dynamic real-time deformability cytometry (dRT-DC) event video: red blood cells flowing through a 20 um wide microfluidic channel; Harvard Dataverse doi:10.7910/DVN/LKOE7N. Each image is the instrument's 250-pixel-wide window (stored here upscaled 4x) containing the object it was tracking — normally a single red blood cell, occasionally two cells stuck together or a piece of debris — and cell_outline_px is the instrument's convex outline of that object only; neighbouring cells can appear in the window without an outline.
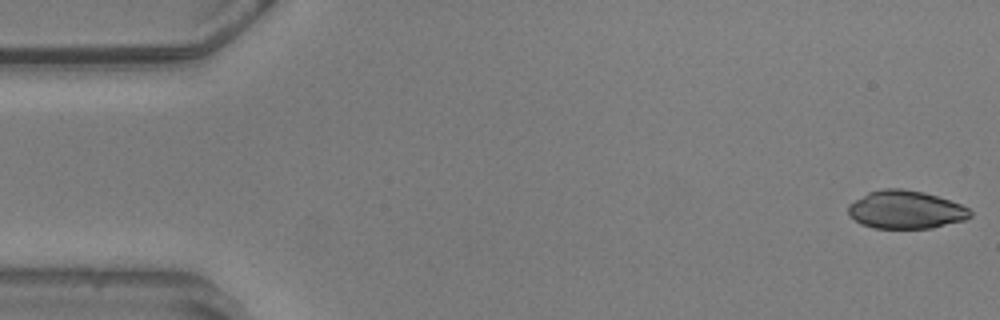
{"species": "common noctule bat (a hibernating species)", "species_latin": "Nyctalus noctula", "temperature_condition": "warm", "stored_images_in_passage": 48, "camera_frame_rate_fps": 3000, "um_per_image_px": 0.085, "animal": {"sex": "male", "body_mass_g": 20.5, "forearm_length_mm": 52.5}, "frame": {"image": 1, "passage_image": 1, "time_ms": 0.0, "image_size_px": [1000, 320], "cell_outline_px": [[972, 216], [964, 220], [932, 228], [872, 228], [860, 224], [848, 212], [848, 204], [868, 192], [884, 188], [900, 188], [924, 192], [960, 204], [968, 208], [972, 212]], "centroid_in_image_um": [76.98, 17.82], "position_along_channel_um": 8.0, "area_um2": 26.99}}
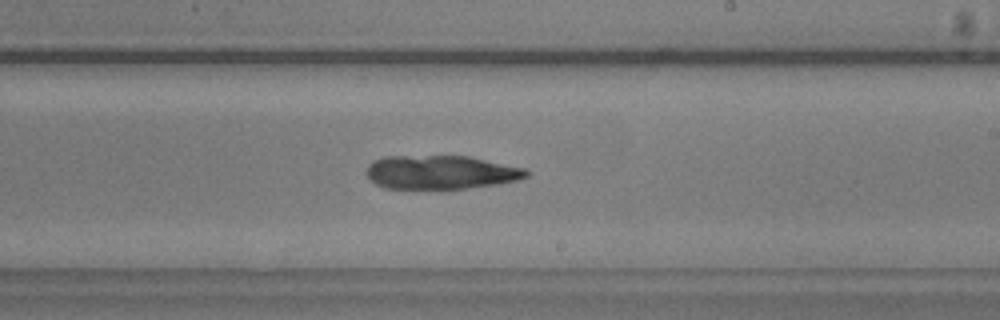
{"frame": {"image": 2, "passage_image": 32, "time_ms": 10.333, "image_size_px": [1000, 320], "cell_outline_px": [[532, 172], [528, 176], [516, 180], [496, 184], [464, 188], [384, 188], [376, 184], [364, 172], [368, 164], [372, 160], [384, 156], [468, 156], [528, 168]], "centroid_in_image_um": [37.48, 14.62], "position_along_channel_um": 251.5, "area_um2": 31.56}}
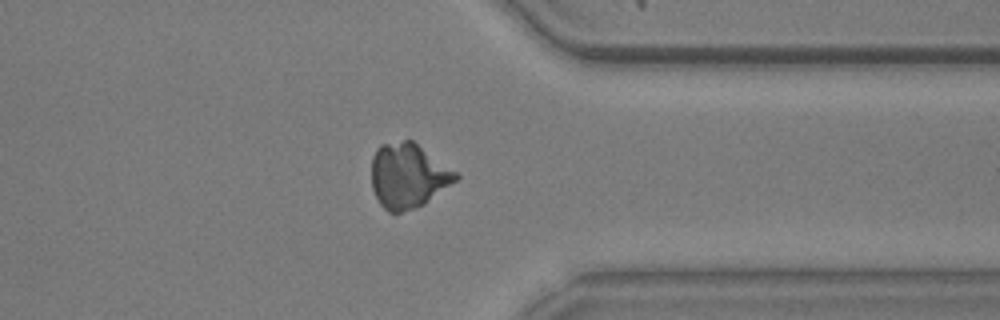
{"frame": {"image": 3, "passage_image": 43, "time_ms": 14.0, "image_size_px": [1000, 320], "cell_outline_px": [[460, 176], [456, 180], [424, 204], [416, 208], [400, 212], [388, 212], [380, 204], [372, 188], [372, 156], [376, 148], [380, 144], [404, 140], [412, 140], [460, 172]], "centroid_in_image_um": [34.71, 14.91], "position_along_channel_um": 376.7, "area_um2": 32.02}}